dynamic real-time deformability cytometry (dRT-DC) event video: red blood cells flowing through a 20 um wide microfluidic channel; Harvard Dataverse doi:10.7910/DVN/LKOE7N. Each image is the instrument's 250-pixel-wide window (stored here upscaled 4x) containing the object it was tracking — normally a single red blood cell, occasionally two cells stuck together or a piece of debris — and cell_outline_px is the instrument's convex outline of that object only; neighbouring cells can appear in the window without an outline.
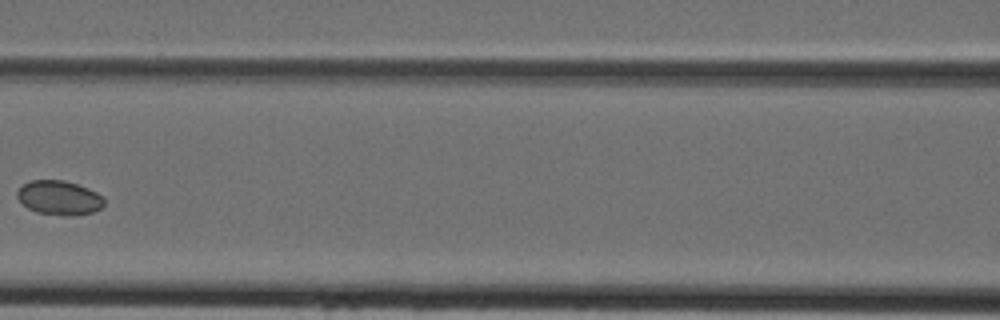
{"species": "Egyptian fruit bat (a non-hibernating species)", "species_latin": "Rousettus aegyptiacus", "temperature_condition": "cold", "stored_images_in_passage": 4, "camera_frame_rate_fps": 3000, "um_per_image_px": 0.085, "animal": {"sex": "female"}, "frame": {"image": 1, "passage_image": 4, "time_ms": 1.0, "image_size_px": [1000, 320], "cell_outline_px": [[104, 204], [100, 208], [92, 212], [72, 216], [64, 216], [36, 212], [28, 208], [16, 196], [16, 192], [24, 184], [32, 180], [64, 180], [88, 188], [104, 196]], "centroid_in_image_um": [5.04, 16.81], "position_along_channel_um": 161.6, "area_um2": 17.34}}